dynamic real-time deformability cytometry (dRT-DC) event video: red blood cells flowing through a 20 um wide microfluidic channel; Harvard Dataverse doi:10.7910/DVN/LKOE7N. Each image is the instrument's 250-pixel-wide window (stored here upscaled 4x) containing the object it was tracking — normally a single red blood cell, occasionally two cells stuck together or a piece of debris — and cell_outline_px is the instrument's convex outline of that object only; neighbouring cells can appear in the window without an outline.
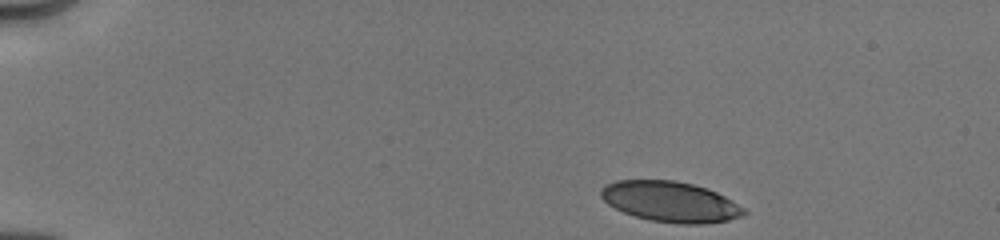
{"species": "human", "species_latin": "Homo sapiens", "temperature_condition": "cold", "stored_images_in_passage": 6, "camera_frame_rate_fps": 3000, "um_per_image_px": 0.085, "donor": {"sex": "male"}, "frame": {"image": 1, "passage_image": 1, "time_ms": 0.0, "image_size_px": [1000, 240], "cell_outline_px": [[748, 212], [744, 216], [728, 220], [704, 224], [680, 224], [652, 220], [636, 216], [624, 212], [608, 204], [600, 196], [600, 192], [608, 184], [616, 180], [676, 180], [708, 188], [732, 200], [744, 208]], "centroid_in_image_um": [57.03, 17.14], "position_along_channel_um": 28.0, "area_um2": 33.64}}
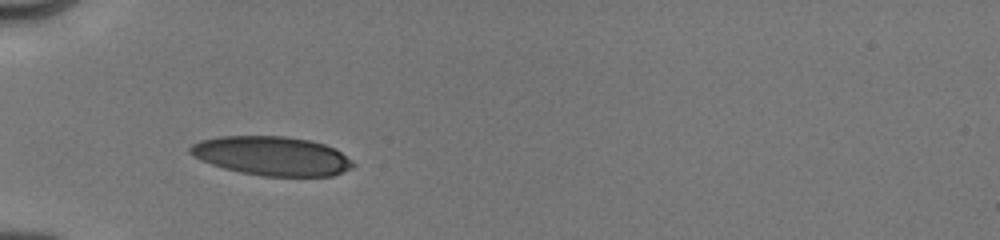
{"frame": {"image": 2, "passage_image": 5, "time_ms": 3.0, "image_size_px": [1000, 240], "cell_outline_px": [[356, 164], [352, 168], [332, 176], [264, 176], [240, 172], [224, 168], [200, 160], [192, 156], [188, 152], [188, 148], [192, 144], [200, 140], [220, 136], [284, 136], [308, 140], [324, 144], [340, 152], [352, 160]], "centroid_in_image_um": [23.08, 13.25], "position_along_channel_um": 61.9, "area_um2": 37.05}}
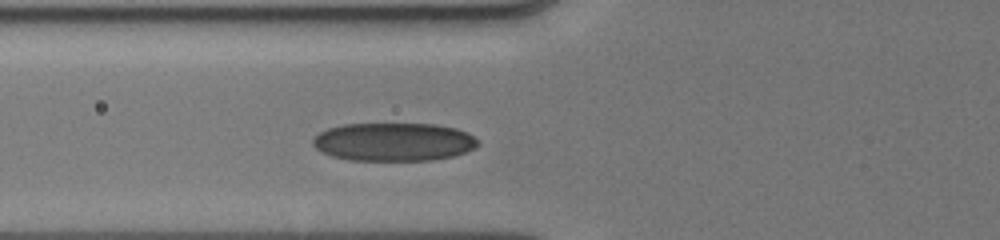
{"frame": {"image": 3, "passage_image": 6, "time_ms": 4.0, "image_size_px": [1000, 240], "cell_outline_px": [[480, 144], [464, 152], [452, 156], [432, 160], [348, 160], [332, 156], [316, 148], [312, 144], [312, 140], [320, 132], [328, 128], [344, 124], [436, 124], [456, 128], [480, 140]], "centroid_in_image_um": [33.46, 12.06], "position_along_channel_um": 92.3, "area_um2": 36.65}}